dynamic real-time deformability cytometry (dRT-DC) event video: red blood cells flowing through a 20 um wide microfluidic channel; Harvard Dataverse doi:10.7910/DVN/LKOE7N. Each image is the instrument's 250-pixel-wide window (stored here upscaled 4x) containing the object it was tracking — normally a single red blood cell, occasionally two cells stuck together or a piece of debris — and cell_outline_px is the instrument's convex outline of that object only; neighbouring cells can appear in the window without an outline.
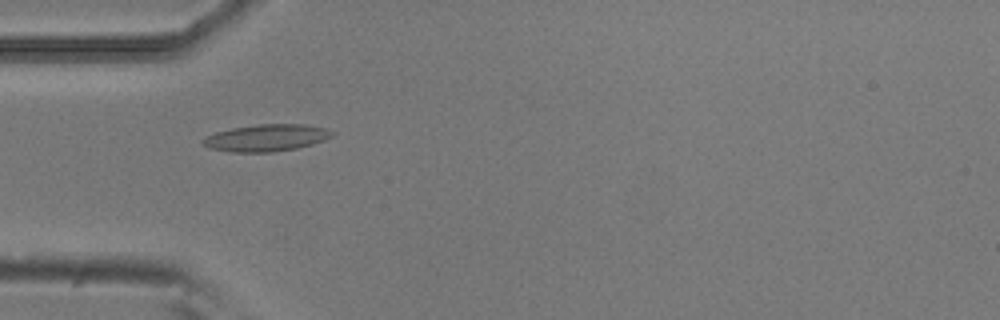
{"species": "common noctule bat (a hibernating species)", "species_latin": "Nyctalus noctula", "temperature_condition": "room temperature", "stored_images_in_passage": 36, "camera_frame_rate_fps": 3000, "um_per_image_px": 0.085, "animal": {"sex": "male", "body_mass_g": 20.5, "forearm_length_mm": 52.5}, "frame": {"image": 1, "passage_image": 16, "time_ms": 5.0, "image_size_px": [1000, 320], "cell_outline_px": [[336, 132], [332, 136], [324, 140], [312, 144], [296, 148], [272, 152], [232, 152], [208, 148], [200, 144], [200, 140], [204, 136], [216, 132], [232, 128], [260, 124], [304, 124], [328, 128]], "centroid_in_image_um": [22.61, 11.71], "position_along_channel_um": 62.4, "area_um2": 20.52}}
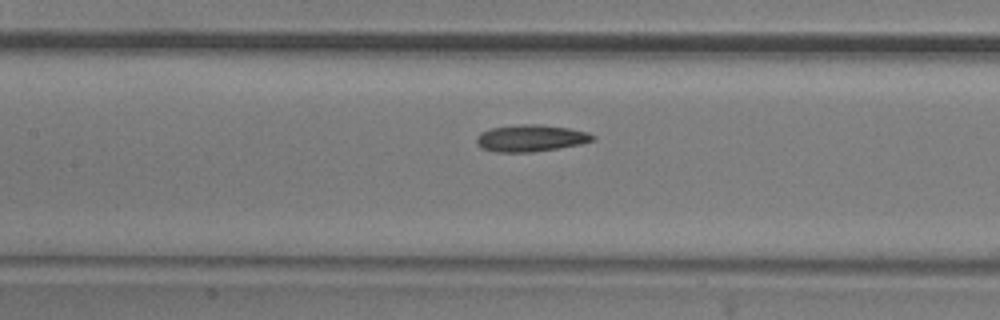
{"frame": {"image": 2, "passage_image": 24, "time_ms": 7.667, "image_size_px": [1000, 320], "cell_outline_px": [[596, 140], [580, 144], [532, 152], [496, 152], [480, 148], [476, 144], [476, 136], [480, 132], [492, 128], [520, 124], [540, 124], [568, 128], [588, 132], [596, 136]], "centroid_in_image_um": [45.1, 11.74], "position_along_channel_um": 162.3, "area_um2": 18.26}}
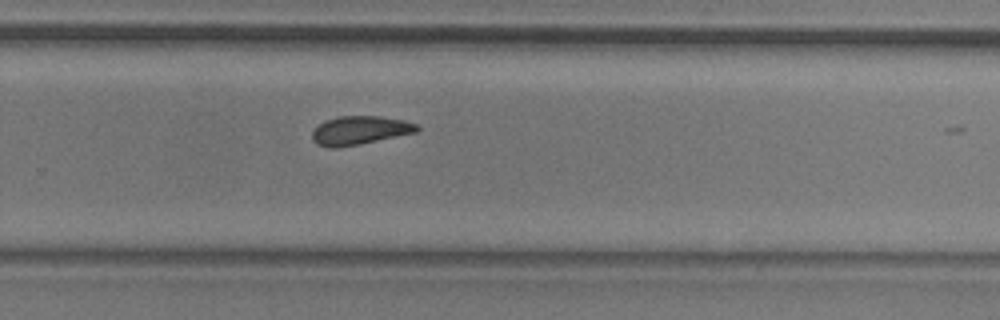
{"frame": {"image": 3, "passage_image": 35, "time_ms": 11.333, "image_size_px": [1000, 320], "cell_outline_px": [[420, 132], [360, 144], [336, 148], [328, 148], [316, 144], [312, 140], [312, 132], [324, 120], [340, 116], [380, 116], [404, 120], [416, 124], [420, 128]], "centroid_in_image_um": [30.6, 11.09], "position_along_channel_um": 299.2, "area_um2": 17.69}}